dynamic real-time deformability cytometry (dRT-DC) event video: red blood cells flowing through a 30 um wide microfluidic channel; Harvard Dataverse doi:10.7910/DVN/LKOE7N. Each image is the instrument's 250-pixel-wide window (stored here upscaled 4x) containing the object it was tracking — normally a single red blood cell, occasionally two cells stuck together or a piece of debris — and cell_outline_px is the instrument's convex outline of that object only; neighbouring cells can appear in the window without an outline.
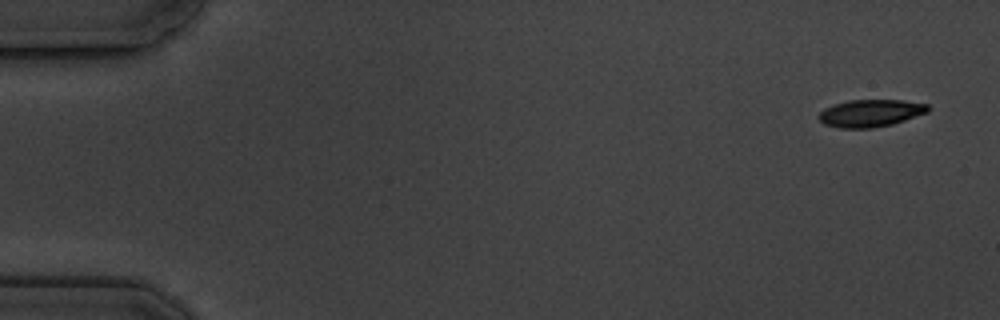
{"species": "common noctule bat (a hibernating species)", "species_latin": "Nyctalus noctula", "temperature_condition": "cold", "stored_images_in_passage": 11, "camera_frame_rate_fps": 3000, "um_per_image_px": 0.085, "animal": {"sex": "male", "body_mass_g": 19.5, "forearm_length_mm": 54.6}, "frame": {"image": 1, "passage_image": 1, "time_ms": 0.0, "image_size_px": [1000, 320], "cell_outline_px": [[932, 108], [928, 112], [892, 124], [872, 128], [840, 128], [824, 124], [820, 120], [820, 112], [824, 108], [832, 104], [848, 100], [904, 100], [928, 104]], "centroid_in_image_um": [74.01, 9.61], "position_along_channel_um": 11.0, "area_um2": 17.46}}
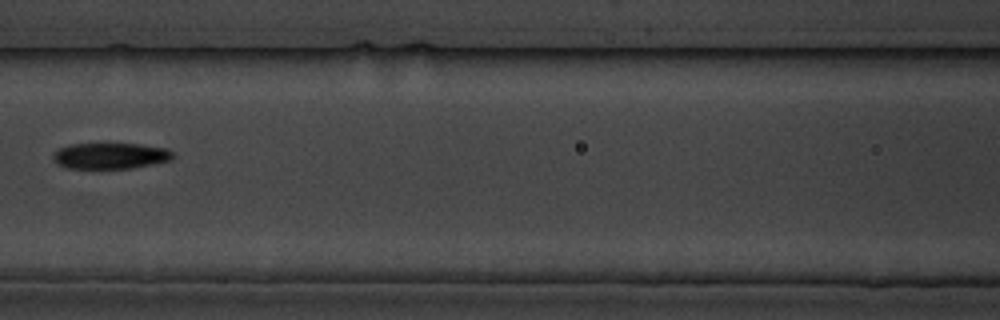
{"frame": {"image": 2, "passage_image": 7, "time_ms": 8.0, "image_size_px": [1000, 320], "cell_outline_px": [[176, 156], [172, 160], [132, 168], [68, 168], [56, 164], [52, 156], [60, 148], [72, 144], [140, 144], [168, 148]], "centroid_in_image_um": [9.43, 13.25], "position_along_channel_um": 157.2, "area_um2": 18.15}}
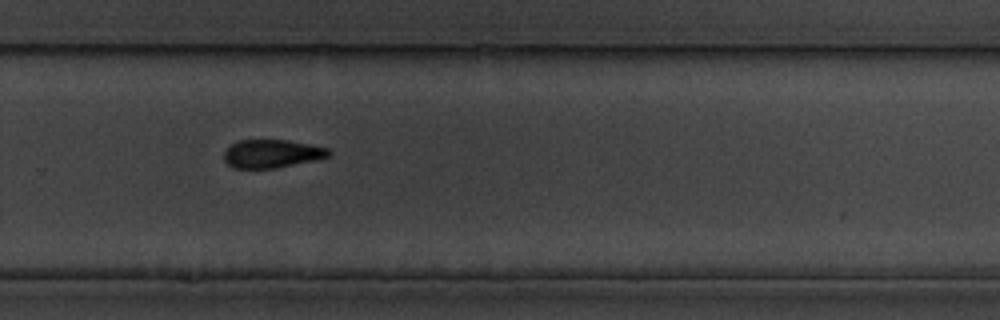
{"frame": {"image": 3, "passage_image": 11, "time_ms": 12.333, "image_size_px": [1000, 320], "cell_outline_px": [[332, 156], [316, 160], [276, 168], [232, 168], [224, 160], [224, 152], [232, 144], [240, 140], [284, 140], [308, 144], [328, 148], [332, 152]], "centroid_in_image_um": [23.13, 13.07], "position_along_channel_um": 306.7, "area_um2": 17.22}}